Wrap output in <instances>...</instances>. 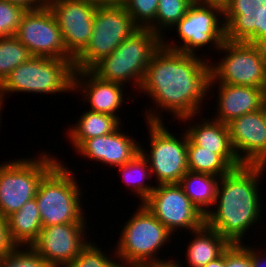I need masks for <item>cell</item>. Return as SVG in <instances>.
<instances>
[{"label": "cell", "mask_w": 266, "mask_h": 267, "mask_svg": "<svg viewBox=\"0 0 266 267\" xmlns=\"http://www.w3.org/2000/svg\"><path fill=\"white\" fill-rule=\"evenodd\" d=\"M86 223L43 226L31 246L52 266L58 267L75 259L88 245ZM86 240V241H85Z\"/></svg>", "instance_id": "15"}, {"label": "cell", "mask_w": 266, "mask_h": 267, "mask_svg": "<svg viewBox=\"0 0 266 267\" xmlns=\"http://www.w3.org/2000/svg\"><path fill=\"white\" fill-rule=\"evenodd\" d=\"M197 56L162 45L151 58L140 91L174 118L194 119L209 91L211 64Z\"/></svg>", "instance_id": "1"}, {"label": "cell", "mask_w": 266, "mask_h": 267, "mask_svg": "<svg viewBox=\"0 0 266 267\" xmlns=\"http://www.w3.org/2000/svg\"><path fill=\"white\" fill-rule=\"evenodd\" d=\"M118 168L122 173L123 181L130 185V189H133L136 196L141 199L140 203H143L155 188L145 182L152 177L147 159L139 153L133 160Z\"/></svg>", "instance_id": "26"}, {"label": "cell", "mask_w": 266, "mask_h": 267, "mask_svg": "<svg viewBox=\"0 0 266 267\" xmlns=\"http://www.w3.org/2000/svg\"><path fill=\"white\" fill-rule=\"evenodd\" d=\"M137 29L123 5L97 6L90 41L74 59L75 71L90 70Z\"/></svg>", "instance_id": "11"}, {"label": "cell", "mask_w": 266, "mask_h": 267, "mask_svg": "<svg viewBox=\"0 0 266 267\" xmlns=\"http://www.w3.org/2000/svg\"><path fill=\"white\" fill-rule=\"evenodd\" d=\"M12 240L17 246L31 245L40 234L42 222L35 198L7 217Z\"/></svg>", "instance_id": "23"}, {"label": "cell", "mask_w": 266, "mask_h": 267, "mask_svg": "<svg viewBox=\"0 0 266 267\" xmlns=\"http://www.w3.org/2000/svg\"><path fill=\"white\" fill-rule=\"evenodd\" d=\"M221 17L222 22L219 21ZM242 23L244 22L225 4L195 1L185 16L174 26L184 44L180 46L169 44L162 38V45L170 50L196 55L194 52L197 49L211 43L219 51L222 43Z\"/></svg>", "instance_id": "4"}, {"label": "cell", "mask_w": 266, "mask_h": 267, "mask_svg": "<svg viewBox=\"0 0 266 267\" xmlns=\"http://www.w3.org/2000/svg\"><path fill=\"white\" fill-rule=\"evenodd\" d=\"M92 243L89 242L75 259L62 263L58 267H120L119 262L114 260L115 258H108Z\"/></svg>", "instance_id": "30"}, {"label": "cell", "mask_w": 266, "mask_h": 267, "mask_svg": "<svg viewBox=\"0 0 266 267\" xmlns=\"http://www.w3.org/2000/svg\"><path fill=\"white\" fill-rule=\"evenodd\" d=\"M14 36L32 56L73 59L66 51L60 28L47 6L27 10Z\"/></svg>", "instance_id": "13"}, {"label": "cell", "mask_w": 266, "mask_h": 267, "mask_svg": "<svg viewBox=\"0 0 266 267\" xmlns=\"http://www.w3.org/2000/svg\"><path fill=\"white\" fill-rule=\"evenodd\" d=\"M194 0H159L156 20L148 27L163 38L165 30L173 28L186 14Z\"/></svg>", "instance_id": "27"}, {"label": "cell", "mask_w": 266, "mask_h": 267, "mask_svg": "<svg viewBox=\"0 0 266 267\" xmlns=\"http://www.w3.org/2000/svg\"><path fill=\"white\" fill-rule=\"evenodd\" d=\"M161 46L162 37L157 33L149 28H138L90 71L104 81L124 85L133 81L140 90L151 58Z\"/></svg>", "instance_id": "5"}, {"label": "cell", "mask_w": 266, "mask_h": 267, "mask_svg": "<svg viewBox=\"0 0 266 267\" xmlns=\"http://www.w3.org/2000/svg\"><path fill=\"white\" fill-rule=\"evenodd\" d=\"M98 6L123 5L124 0H86Z\"/></svg>", "instance_id": "39"}, {"label": "cell", "mask_w": 266, "mask_h": 267, "mask_svg": "<svg viewBox=\"0 0 266 267\" xmlns=\"http://www.w3.org/2000/svg\"><path fill=\"white\" fill-rule=\"evenodd\" d=\"M253 8L257 5L259 0H246Z\"/></svg>", "instance_id": "43"}, {"label": "cell", "mask_w": 266, "mask_h": 267, "mask_svg": "<svg viewBox=\"0 0 266 267\" xmlns=\"http://www.w3.org/2000/svg\"><path fill=\"white\" fill-rule=\"evenodd\" d=\"M159 0H124L123 6L138 28H148L156 20Z\"/></svg>", "instance_id": "31"}, {"label": "cell", "mask_w": 266, "mask_h": 267, "mask_svg": "<svg viewBox=\"0 0 266 267\" xmlns=\"http://www.w3.org/2000/svg\"><path fill=\"white\" fill-rule=\"evenodd\" d=\"M73 171L58 162L40 181L35 199L42 227L87 223L81 209V189Z\"/></svg>", "instance_id": "6"}, {"label": "cell", "mask_w": 266, "mask_h": 267, "mask_svg": "<svg viewBox=\"0 0 266 267\" xmlns=\"http://www.w3.org/2000/svg\"><path fill=\"white\" fill-rule=\"evenodd\" d=\"M75 90H84V102L88 100L90 111L110 114L122 122L116 112L124 103V84L104 81L90 70H82L74 73V92Z\"/></svg>", "instance_id": "18"}, {"label": "cell", "mask_w": 266, "mask_h": 267, "mask_svg": "<svg viewBox=\"0 0 266 267\" xmlns=\"http://www.w3.org/2000/svg\"><path fill=\"white\" fill-rule=\"evenodd\" d=\"M57 157L15 159L0 165V214L7 218L35 198L41 179L58 163Z\"/></svg>", "instance_id": "9"}, {"label": "cell", "mask_w": 266, "mask_h": 267, "mask_svg": "<svg viewBox=\"0 0 266 267\" xmlns=\"http://www.w3.org/2000/svg\"><path fill=\"white\" fill-rule=\"evenodd\" d=\"M16 247L17 244L10 235L7 218L0 214V258L12 252Z\"/></svg>", "instance_id": "35"}, {"label": "cell", "mask_w": 266, "mask_h": 267, "mask_svg": "<svg viewBox=\"0 0 266 267\" xmlns=\"http://www.w3.org/2000/svg\"><path fill=\"white\" fill-rule=\"evenodd\" d=\"M204 267H225V250L220 257H218L216 260L209 262Z\"/></svg>", "instance_id": "40"}, {"label": "cell", "mask_w": 266, "mask_h": 267, "mask_svg": "<svg viewBox=\"0 0 266 267\" xmlns=\"http://www.w3.org/2000/svg\"><path fill=\"white\" fill-rule=\"evenodd\" d=\"M188 170L214 176L226 175L232 167L215 150L195 145L187 136Z\"/></svg>", "instance_id": "25"}, {"label": "cell", "mask_w": 266, "mask_h": 267, "mask_svg": "<svg viewBox=\"0 0 266 267\" xmlns=\"http://www.w3.org/2000/svg\"><path fill=\"white\" fill-rule=\"evenodd\" d=\"M121 233L114 253L120 260V267H147L163 262L156 255L172 233L143 203L128 219Z\"/></svg>", "instance_id": "7"}, {"label": "cell", "mask_w": 266, "mask_h": 267, "mask_svg": "<svg viewBox=\"0 0 266 267\" xmlns=\"http://www.w3.org/2000/svg\"><path fill=\"white\" fill-rule=\"evenodd\" d=\"M184 131L195 145L215 150L232 168L242 165L233 150L227 124L204 118L203 122H196Z\"/></svg>", "instance_id": "20"}, {"label": "cell", "mask_w": 266, "mask_h": 267, "mask_svg": "<svg viewBox=\"0 0 266 267\" xmlns=\"http://www.w3.org/2000/svg\"><path fill=\"white\" fill-rule=\"evenodd\" d=\"M225 267H253L252 248L242 243L230 244L225 249Z\"/></svg>", "instance_id": "33"}, {"label": "cell", "mask_w": 266, "mask_h": 267, "mask_svg": "<svg viewBox=\"0 0 266 267\" xmlns=\"http://www.w3.org/2000/svg\"><path fill=\"white\" fill-rule=\"evenodd\" d=\"M219 50L225 57L210 64L209 82L266 89V35L253 22L242 23Z\"/></svg>", "instance_id": "3"}, {"label": "cell", "mask_w": 266, "mask_h": 267, "mask_svg": "<svg viewBox=\"0 0 266 267\" xmlns=\"http://www.w3.org/2000/svg\"><path fill=\"white\" fill-rule=\"evenodd\" d=\"M120 125L114 132L84 140L76 151L81 157L119 167L133 160L141 153V144L132 136L122 133Z\"/></svg>", "instance_id": "17"}, {"label": "cell", "mask_w": 266, "mask_h": 267, "mask_svg": "<svg viewBox=\"0 0 266 267\" xmlns=\"http://www.w3.org/2000/svg\"><path fill=\"white\" fill-rule=\"evenodd\" d=\"M261 111L264 115V118H265V122H266V92L263 96V100H262V104H261Z\"/></svg>", "instance_id": "42"}, {"label": "cell", "mask_w": 266, "mask_h": 267, "mask_svg": "<svg viewBox=\"0 0 266 267\" xmlns=\"http://www.w3.org/2000/svg\"><path fill=\"white\" fill-rule=\"evenodd\" d=\"M219 180V176L188 170L178 184L192 204L206 216L215 205Z\"/></svg>", "instance_id": "22"}, {"label": "cell", "mask_w": 266, "mask_h": 267, "mask_svg": "<svg viewBox=\"0 0 266 267\" xmlns=\"http://www.w3.org/2000/svg\"><path fill=\"white\" fill-rule=\"evenodd\" d=\"M3 1L19 4L27 8L28 10L44 6L39 0H3Z\"/></svg>", "instance_id": "37"}, {"label": "cell", "mask_w": 266, "mask_h": 267, "mask_svg": "<svg viewBox=\"0 0 266 267\" xmlns=\"http://www.w3.org/2000/svg\"><path fill=\"white\" fill-rule=\"evenodd\" d=\"M194 240L187 246L188 267H204L220 257L230 243L219 232L204 224L192 232Z\"/></svg>", "instance_id": "21"}, {"label": "cell", "mask_w": 266, "mask_h": 267, "mask_svg": "<svg viewBox=\"0 0 266 267\" xmlns=\"http://www.w3.org/2000/svg\"><path fill=\"white\" fill-rule=\"evenodd\" d=\"M74 73V59L32 56L11 71L0 84V101L3 103L5 94L9 92H74Z\"/></svg>", "instance_id": "8"}, {"label": "cell", "mask_w": 266, "mask_h": 267, "mask_svg": "<svg viewBox=\"0 0 266 267\" xmlns=\"http://www.w3.org/2000/svg\"><path fill=\"white\" fill-rule=\"evenodd\" d=\"M32 55L15 36L0 38V84L16 67Z\"/></svg>", "instance_id": "28"}, {"label": "cell", "mask_w": 266, "mask_h": 267, "mask_svg": "<svg viewBox=\"0 0 266 267\" xmlns=\"http://www.w3.org/2000/svg\"><path fill=\"white\" fill-rule=\"evenodd\" d=\"M219 2L229 7L243 22H252L254 8L246 0H194Z\"/></svg>", "instance_id": "34"}, {"label": "cell", "mask_w": 266, "mask_h": 267, "mask_svg": "<svg viewBox=\"0 0 266 267\" xmlns=\"http://www.w3.org/2000/svg\"><path fill=\"white\" fill-rule=\"evenodd\" d=\"M2 105H3V103L0 101V111H2V108H3ZM0 119H2V118H1V112H0ZM0 122H1V121H0ZM0 125H1V124H0Z\"/></svg>", "instance_id": "45"}, {"label": "cell", "mask_w": 266, "mask_h": 267, "mask_svg": "<svg viewBox=\"0 0 266 267\" xmlns=\"http://www.w3.org/2000/svg\"><path fill=\"white\" fill-rule=\"evenodd\" d=\"M44 6H46L48 3H51L54 0H39Z\"/></svg>", "instance_id": "44"}, {"label": "cell", "mask_w": 266, "mask_h": 267, "mask_svg": "<svg viewBox=\"0 0 266 267\" xmlns=\"http://www.w3.org/2000/svg\"><path fill=\"white\" fill-rule=\"evenodd\" d=\"M252 22L266 35V0H259L254 7Z\"/></svg>", "instance_id": "36"}, {"label": "cell", "mask_w": 266, "mask_h": 267, "mask_svg": "<svg viewBox=\"0 0 266 267\" xmlns=\"http://www.w3.org/2000/svg\"><path fill=\"white\" fill-rule=\"evenodd\" d=\"M22 247L24 246H17L9 254L2 256L0 267H52L31 245L25 246V250Z\"/></svg>", "instance_id": "29"}, {"label": "cell", "mask_w": 266, "mask_h": 267, "mask_svg": "<svg viewBox=\"0 0 266 267\" xmlns=\"http://www.w3.org/2000/svg\"><path fill=\"white\" fill-rule=\"evenodd\" d=\"M260 255H261L260 252H258L257 250H254V248H252V263H253V267H266L265 266L266 265V255H265V258H264V255H261V256ZM264 259H265V261H264Z\"/></svg>", "instance_id": "38"}, {"label": "cell", "mask_w": 266, "mask_h": 267, "mask_svg": "<svg viewBox=\"0 0 266 267\" xmlns=\"http://www.w3.org/2000/svg\"><path fill=\"white\" fill-rule=\"evenodd\" d=\"M46 6L60 28L67 53L75 59L90 41L98 5L86 0H54Z\"/></svg>", "instance_id": "14"}, {"label": "cell", "mask_w": 266, "mask_h": 267, "mask_svg": "<svg viewBox=\"0 0 266 267\" xmlns=\"http://www.w3.org/2000/svg\"><path fill=\"white\" fill-rule=\"evenodd\" d=\"M143 204L172 234L178 228L193 232L205 224V216L179 184L157 185Z\"/></svg>", "instance_id": "12"}, {"label": "cell", "mask_w": 266, "mask_h": 267, "mask_svg": "<svg viewBox=\"0 0 266 267\" xmlns=\"http://www.w3.org/2000/svg\"><path fill=\"white\" fill-rule=\"evenodd\" d=\"M145 117L151 148L148 154L141 147V153L149 163L151 174L157 177V185L178 184L188 171L187 133H183V138H176L162 123L160 113H155L154 109L146 110Z\"/></svg>", "instance_id": "10"}, {"label": "cell", "mask_w": 266, "mask_h": 267, "mask_svg": "<svg viewBox=\"0 0 266 267\" xmlns=\"http://www.w3.org/2000/svg\"><path fill=\"white\" fill-rule=\"evenodd\" d=\"M121 124L115 116L87 110L79 117L77 124L68 130L69 141L76 149L84 140L111 134Z\"/></svg>", "instance_id": "24"}, {"label": "cell", "mask_w": 266, "mask_h": 267, "mask_svg": "<svg viewBox=\"0 0 266 267\" xmlns=\"http://www.w3.org/2000/svg\"><path fill=\"white\" fill-rule=\"evenodd\" d=\"M264 168L266 166L242 164L220 177L215 202L217 208L205 216V224L230 244L243 243L245 232L262 217L257 188Z\"/></svg>", "instance_id": "2"}, {"label": "cell", "mask_w": 266, "mask_h": 267, "mask_svg": "<svg viewBox=\"0 0 266 267\" xmlns=\"http://www.w3.org/2000/svg\"><path fill=\"white\" fill-rule=\"evenodd\" d=\"M213 83L219 85L216 121L228 124L237 117L261 109L266 89L209 82V91H211Z\"/></svg>", "instance_id": "19"}, {"label": "cell", "mask_w": 266, "mask_h": 267, "mask_svg": "<svg viewBox=\"0 0 266 267\" xmlns=\"http://www.w3.org/2000/svg\"><path fill=\"white\" fill-rule=\"evenodd\" d=\"M27 10L19 4L0 0V38L15 35Z\"/></svg>", "instance_id": "32"}, {"label": "cell", "mask_w": 266, "mask_h": 267, "mask_svg": "<svg viewBox=\"0 0 266 267\" xmlns=\"http://www.w3.org/2000/svg\"><path fill=\"white\" fill-rule=\"evenodd\" d=\"M227 125L240 163L266 166V122L261 109L237 117Z\"/></svg>", "instance_id": "16"}, {"label": "cell", "mask_w": 266, "mask_h": 267, "mask_svg": "<svg viewBox=\"0 0 266 267\" xmlns=\"http://www.w3.org/2000/svg\"><path fill=\"white\" fill-rule=\"evenodd\" d=\"M147 267H182V263H181V266H180V263L178 264L176 261H170V260H165L163 262H159L157 264H153V265H150V266H147Z\"/></svg>", "instance_id": "41"}]
</instances>
